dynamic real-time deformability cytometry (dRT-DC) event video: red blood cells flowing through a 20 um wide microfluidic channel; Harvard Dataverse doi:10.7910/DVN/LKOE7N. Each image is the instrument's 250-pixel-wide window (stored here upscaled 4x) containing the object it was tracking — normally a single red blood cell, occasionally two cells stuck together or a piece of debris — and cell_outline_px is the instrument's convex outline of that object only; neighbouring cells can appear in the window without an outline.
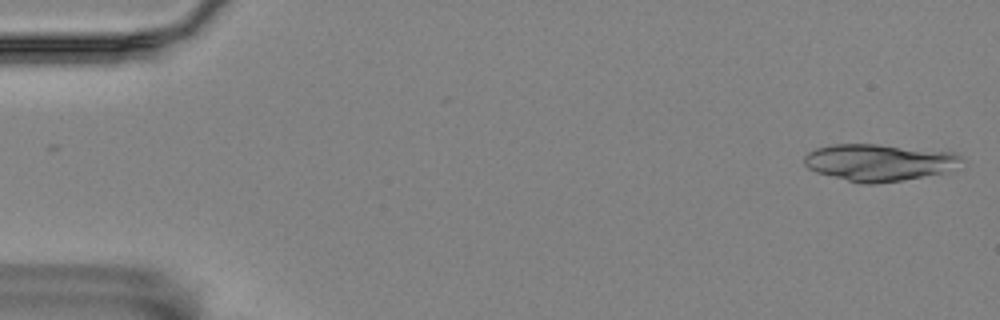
{"species": "Egyptian fruit bat (a non-hibernating species)", "species_latin": "Rousettus aegyptiacus", "temperature_condition": "room temperature", "stored_images_in_passage": 55, "segment_of_instrument_passage": [1, 2], "camera_frame_rate_fps": 3000, "um_per_image_px": 0.085, "animal": {"sex": "female"}, "frame": {"image": 1, "passage_image": 1, "time_ms": 0.0, "image_size_px": [1000, 320], "cell_outline_px": [[964, 156], [960, 160], [940, 172], [900, 180], [876, 184], [864, 184], [816, 172], [808, 168], [804, 164], [804, 156], [808, 152], [816, 148], [832, 144], [876, 144], [956, 152]], "centroid_in_image_um": [74.61, 13.78], "position_along_channel_um": 10.4, "area_um2": 33.06}}
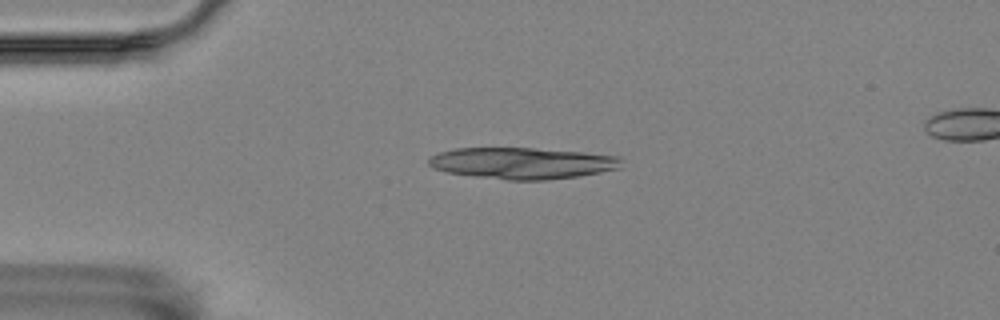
{"frame": {"image": 2, "passage_image": 12, "time_ms": 3.667, "image_size_px": [1000, 320], "cell_outline_px": [[620, 168], [580, 176], [548, 180], [508, 180], [476, 176], [448, 172], [432, 168], [428, 164], [428, 156], [440, 152], [456, 148], [532, 148], [584, 152], [620, 156]], "centroid_in_image_um": [44.38, 13.86], "position_along_channel_um": 40.6, "area_um2": 35.32}}